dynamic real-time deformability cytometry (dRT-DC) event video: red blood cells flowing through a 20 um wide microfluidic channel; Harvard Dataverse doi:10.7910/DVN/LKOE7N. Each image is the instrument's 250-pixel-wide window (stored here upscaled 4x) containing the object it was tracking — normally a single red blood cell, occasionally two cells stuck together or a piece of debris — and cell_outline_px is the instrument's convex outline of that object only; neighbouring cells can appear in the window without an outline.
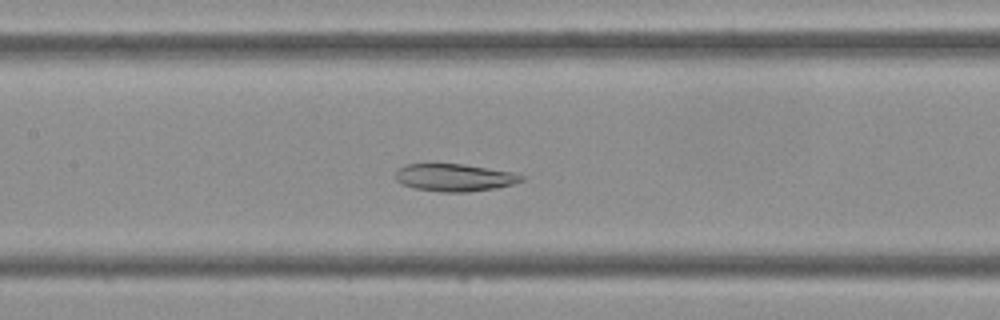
{"species": "Egyptian fruit bat (a non-hibernating species)", "species_latin": "Rousettus aegyptiacus", "temperature_condition": "cold", "stored_images_in_passage": 45, "camera_frame_rate_fps": 3000, "um_per_image_px": 0.085, "frame": {"image": 1, "passage_image": 21, "time_ms": 6.667, "image_size_px": [1000, 320], "cell_outline_px": [[528, 176], [524, 180], [512, 184], [496, 188], [468, 192], [444, 192], [416, 188], [400, 184], [396, 180], [396, 172], [404, 164], [464, 164], [512, 172]], "centroid_in_image_um": [38.67, 15.09], "position_along_channel_um": 168.7, "area_um2": 20.17}}
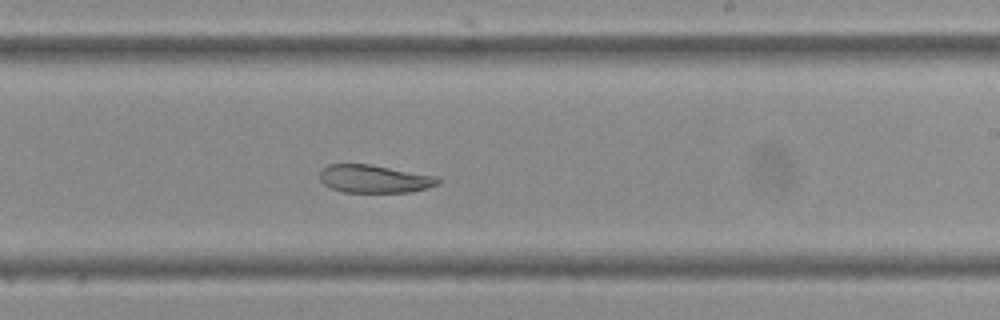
{"frame": {"image": 2, "passage_image": 27, "time_ms": 8.667, "image_size_px": [1000, 320], "cell_outline_px": [[440, 184], [428, 188], [412, 192], [344, 192], [328, 188], [320, 180], [320, 172], [328, 164], [372, 164], [436, 176], [440, 180]], "centroid_in_image_um": [31.83, 15.21], "position_along_channel_um": 257.2, "area_um2": 19.42}}
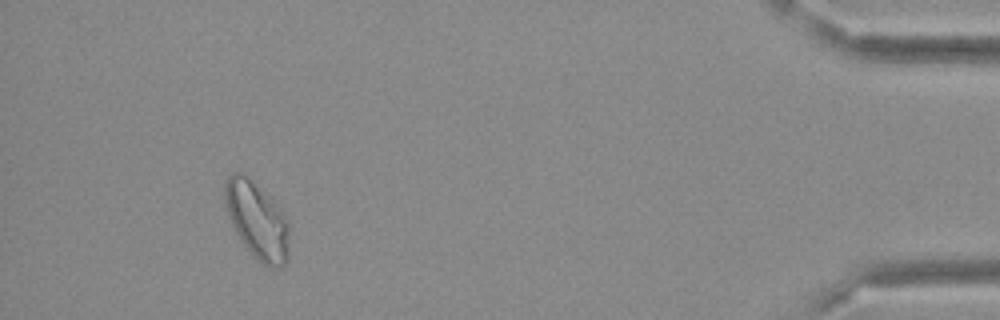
{"frame": {"image": 3, "passage_image": 42, "time_ms": 13.667, "image_size_px": [1000, 320], "cell_outline_px": [[292, 224], [288, 260], [280, 268], [264, 264], [244, 244], [236, 232], [224, 208], [224, 180], [228, 172], [244, 172], [280, 208]], "centroid_in_image_um": [21.87, 18.67], "position_along_channel_um": 413.3, "area_um2": 29.42}}